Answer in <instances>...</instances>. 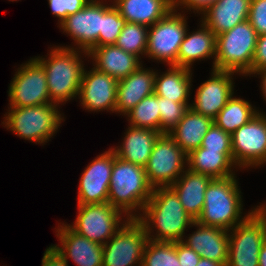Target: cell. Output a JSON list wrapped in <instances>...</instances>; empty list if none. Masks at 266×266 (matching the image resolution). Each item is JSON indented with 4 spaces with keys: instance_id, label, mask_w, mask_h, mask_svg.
I'll list each match as a JSON object with an SVG mask.
<instances>
[{
    "instance_id": "cell-1",
    "label": "cell",
    "mask_w": 266,
    "mask_h": 266,
    "mask_svg": "<svg viewBox=\"0 0 266 266\" xmlns=\"http://www.w3.org/2000/svg\"><path fill=\"white\" fill-rule=\"evenodd\" d=\"M137 219L145 226L149 240L164 242L182 241L185 230L193 227L195 221L184 210L170 186L153 188L151 197Z\"/></svg>"
},
{
    "instance_id": "cell-2",
    "label": "cell",
    "mask_w": 266,
    "mask_h": 266,
    "mask_svg": "<svg viewBox=\"0 0 266 266\" xmlns=\"http://www.w3.org/2000/svg\"><path fill=\"white\" fill-rule=\"evenodd\" d=\"M51 48L48 57L35 58L45 70L50 102L59 106L77 98L85 67L81 55L89 57L87 52L70 46Z\"/></svg>"
},
{
    "instance_id": "cell-3",
    "label": "cell",
    "mask_w": 266,
    "mask_h": 266,
    "mask_svg": "<svg viewBox=\"0 0 266 266\" xmlns=\"http://www.w3.org/2000/svg\"><path fill=\"white\" fill-rule=\"evenodd\" d=\"M152 192L145 167L123 161L114 152L108 202L126 217L138 218Z\"/></svg>"
},
{
    "instance_id": "cell-4",
    "label": "cell",
    "mask_w": 266,
    "mask_h": 266,
    "mask_svg": "<svg viewBox=\"0 0 266 266\" xmlns=\"http://www.w3.org/2000/svg\"><path fill=\"white\" fill-rule=\"evenodd\" d=\"M236 175L214 178L204 194V207L196 222L205 226L233 229L243 222L255 209L242 216L243 201Z\"/></svg>"
},
{
    "instance_id": "cell-5",
    "label": "cell",
    "mask_w": 266,
    "mask_h": 266,
    "mask_svg": "<svg viewBox=\"0 0 266 266\" xmlns=\"http://www.w3.org/2000/svg\"><path fill=\"white\" fill-rule=\"evenodd\" d=\"M258 33L248 20L216 36V55L212 69L252 75Z\"/></svg>"
},
{
    "instance_id": "cell-6",
    "label": "cell",
    "mask_w": 266,
    "mask_h": 266,
    "mask_svg": "<svg viewBox=\"0 0 266 266\" xmlns=\"http://www.w3.org/2000/svg\"><path fill=\"white\" fill-rule=\"evenodd\" d=\"M8 109L2 122L4 127L16 136L36 144L48 143L64 121L58 105L54 103Z\"/></svg>"
},
{
    "instance_id": "cell-7",
    "label": "cell",
    "mask_w": 266,
    "mask_h": 266,
    "mask_svg": "<svg viewBox=\"0 0 266 266\" xmlns=\"http://www.w3.org/2000/svg\"><path fill=\"white\" fill-rule=\"evenodd\" d=\"M228 233L226 266H259V253L266 240V215L257 207Z\"/></svg>"
},
{
    "instance_id": "cell-8",
    "label": "cell",
    "mask_w": 266,
    "mask_h": 266,
    "mask_svg": "<svg viewBox=\"0 0 266 266\" xmlns=\"http://www.w3.org/2000/svg\"><path fill=\"white\" fill-rule=\"evenodd\" d=\"M176 8L148 28V44L145 56L167 66H177V56L188 30L187 16ZM150 29V30H149Z\"/></svg>"
},
{
    "instance_id": "cell-9",
    "label": "cell",
    "mask_w": 266,
    "mask_h": 266,
    "mask_svg": "<svg viewBox=\"0 0 266 266\" xmlns=\"http://www.w3.org/2000/svg\"><path fill=\"white\" fill-rule=\"evenodd\" d=\"M148 240L145 226L129 218L103 245L102 266H141Z\"/></svg>"
},
{
    "instance_id": "cell-10",
    "label": "cell",
    "mask_w": 266,
    "mask_h": 266,
    "mask_svg": "<svg viewBox=\"0 0 266 266\" xmlns=\"http://www.w3.org/2000/svg\"><path fill=\"white\" fill-rule=\"evenodd\" d=\"M78 215L68 226L81 236L104 245L129 219L109 202L78 204ZM125 219H122L124 218Z\"/></svg>"
},
{
    "instance_id": "cell-11",
    "label": "cell",
    "mask_w": 266,
    "mask_h": 266,
    "mask_svg": "<svg viewBox=\"0 0 266 266\" xmlns=\"http://www.w3.org/2000/svg\"><path fill=\"white\" fill-rule=\"evenodd\" d=\"M185 167L187 154L169 134H161L145 166L149 184L153 188L169 187L182 175Z\"/></svg>"
},
{
    "instance_id": "cell-12",
    "label": "cell",
    "mask_w": 266,
    "mask_h": 266,
    "mask_svg": "<svg viewBox=\"0 0 266 266\" xmlns=\"http://www.w3.org/2000/svg\"><path fill=\"white\" fill-rule=\"evenodd\" d=\"M10 82L9 107L39 106L51 103L45 70L35 57L21 64Z\"/></svg>"
},
{
    "instance_id": "cell-13",
    "label": "cell",
    "mask_w": 266,
    "mask_h": 266,
    "mask_svg": "<svg viewBox=\"0 0 266 266\" xmlns=\"http://www.w3.org/2000/svg\"><path fill=\"white\" fill-rule=\"evenodd\" d=\"M234 163L239 168L266 164V114L255 115L231 134Z\"/></svg>"
},
{
    "instance_id": "cell-14",
    "label": "cell",
    "mask_w": 266,
    "mask_h": 266,
    "mask_svg": "<svg viewBox=\"0 0 266 266\" xmlns=\"http://www.w3.org/2000/svg\"><path fill=\"white\" fill-rule=\"evenodd\" d=\"M59 28L73 39L75 45L70 48L89 53L98 47L102 31V0H90L80 11L68 15Z\"/></svg>"
},
{
    "instance_id": "cell-15",
    "label": "cell",
    "mask_w": 266,
    "mask_h": 266,
    "mask_svg": "<svg viewBox=\"0 0 266 266\" xmlns=\"http://www.w3.org/2000/svg\"><path fill=\"white\" fill-rule=\"evenodd\" d=\"M113 163L114 150L109 148L85 167L79 179L78 204L108 202Z\"/></svg>"
},
{
    "instance_id": "cell-16",
    "label": "cell",
    "mask_w": 266,
    "mask_h": 266,
    "mask_svg": "<svg viewBox=\"0 0 266 266\" xmlns=\"http://www.w3.org/2000/svg\"><path fill=\"white\" fill-rule=\"evenodd\" d=\"M117 85L115 78L95 67L89 71L84 68L78 93L81 106L89 112H116Z\"/></svg>"
},
{
    "instance_id": "cell-17",
    "label": "cell",
    "mask_w": 266,
    "mask_h": 266,
    "mask_svg": "<svg viewBox=\"0 0 266 266\" xmlns=\"http://www.w3.org/2000/svg\"><path fill=\"white\" fill-rule=\"evenodd\" d=\"M210 79L197 88L190 108L201 115L214 119L234 94L233 75L235 72L211 70Z\"/></svg>"
},
{
    "instance_id": "cell-18",
    "label": "cell",
    "mask_w": 266,
    "mask_h": 266,
    "mask_svg": "<svg viewBox=\"0 0 266 266\" xmlns=\"http://www.w3.org/2000/svg\"><path fill=\"white\" fill-rule=\"evenodd\" d=\"M62 224V225H61ZM56 236L61 245H51L68 263L72 259L77 266H102L103 245L73 231L68 224L58 223Z\"/></svg>"
},
{
    "instance_id": "cell-19",
    "label": "cell",
    "mask_w": 266,
    "mask_h": 266,
    "mask_svg": "<svg viewBox=\"0 0 266 266\" xmlns=\"http://www.w3.org/2000/svg\"><path fill=\"white\" fill-rule=\"evenodd\" d=\"M193 226L197 227L195 232L184 237L182 243L193 249L202 258L227 265L228 261V230L220 227L201 225L194 221Z\"/></svg>"
},
{
    "instance_id": "cell-20",
    "label": "cell",
    "mask_w": 266,
    "mask_h": 266,
    "mask_svg": "<svg viewBox=\"0 0 266 266\" xmlns=\"http://www.w3.org/2000/svg\"><path fill=\"white\" fill-rule=\"evenodd\" d=\"M155 69H147L143 64L126 78L118 81L116 93V114L126 115L143 98L154 93Z\"/></svg>"
},
{
    "instance_id": "cell-21",
    "label": "cell",
    "mask_w": 266,
    "mask_h": 266,
    "mask_svg": "<svg viewBox=\"0 0 266 266\" xmlns=\"http://www.w3.org/2000/svg\"><path fill=\"white\" fill-rule=\"evenodd\" d=\"M88 57L93 66L102 73H106L120 81L136 71L141 65V59L115 45L94 47ZM95 61V62H94Z\"/></svg>"
},
{
    "instance_id": "cell-22",
    "label": "cell",
    "mask_w": 266,
    "mask_h": 266,
    "mask_svg": "<svg viewBox=\"0 0 266 266\" xmlns=\"http://www.w3.org/2000/svg\"><path fill=\"white\" fill-rule=\"evenodd\" d=\"M251 0H217L200 17L215 35L231 30L248 20Z\"/></svg>"
},
{
    "instance_id": "cell-23",
    "label": "cell",
    "mask_w": 266,
    "mask_h": 266,
    "mask_svg": "<svg viewBox=\"0 0 266 266\" xmlns=\"http://www.w3.org/2000/svg\"><path fill=\"white\" fill-rule=\"evenodd\" d=\"M124 134L122 144L111 147L116 156L123 161L145 167L161 133L152 129L129 125Z\"/></svg>"
},
{
    "instance_id": "cell-24",
    "label": "cell",
    "mask_w": 266,
    "mask_h": 266,
    "mask_svg": "<svg viewBox=\"0 0 266 266\" xmlns=\"http://www.w3.org/2000/svg\"><path fill=\"white\" fill-rule=\"evenodd\" d=\"M113 5L129 23L154 25L175 8V0H113Z\"/></svg>"
},
{
    "instance_id": "cell-25",
    "label": "cell",
    "mask_w": 266,
    "mask_h": 266,
    "mask_svg": "<svg viewBox=\"0 0 266 266\" xmlns=\"http://www.w3.org/2000/svg\"><path fill=\"white\" fill-rule=\"evenodd\" d=\"M213 178L186 168L170 187L177 194L184 210L196 221L204 207V194Z\"/></svg>"
},
{
    "instance_id": "cell-26",
    "label": "cell",
    "mask_w": 266,
    "mask_h": 266,
    "mask_svg": "<svg viewBox=\"0 0 266 266\" xmlns=\"http://www.w3.org/2000/svg\"><path fill=\"white\" fill-rule=\"evenodd\" d=\"M200 28L191 33L187 30L177 56V66L191 70L193 63L201 59H214L216 55V35L202 21Z\"/></svg>"
},
{
    "instance_id": "cell-27",
    "label": "cell",
    "mask_w": 266,
    "mask_h": 266,
    "mask_svg": "<svg viewBox=\"0 0 266 266\" xmlns=\"http://www.w3.org/2000/svg\"><path fill=\"white\" fill-rule=\"evenodd\" d=\"M213 124V119L195 112L190 107L177 126L169 133L175 143L188 155L200 148L204 135Z\"/></svg>"
},
{
    "instance_id": "cell-28",
    "label": "cell",
    "mask_w": 266,
    "mask_h": 266,
    "mask_svg": "<svg viewBox=\"0 0 266 266\" xmlns=\"http://www.w3.org/2000/svg\"><path fill=\"white\" fill-rule=\"evenodd\" d=\"M161 75L155 74L154 93L177 103H189L192 87V70L169 65Z\"/></svg>"
},
{
    "instance_id": "cell-29",
    "label": "cell",
    "mask_w": 266,
    "mask_h": 266,
    "mask_svg": "<svg viewBox=\"0 0 266 266\" xmlns=\"http://www.w3.org/2000/svg\"><path fill=\"white\" fill-rule=\"evenodd\" d=\"M187 168L193 172L214 178H226L235 175L236 164L233 154L197 148L187 155ZM233 168V169H232Z\"/></svg>"
},
{
    "instance_id": "cell-30",
    "label": "cell",
    "mask_w": 266,
    "mask_h": 266,
    "mask_svg": "<svg viewBox=\"0 0 266 266\" xmlns=\"http://www.w3.org/2000/svg\"><path fill=\"white\" fill-rule=\"evenodd\" d=\"M258 113L259 109L257 110L249 101L234 97L233 94L227 101V104L213 119V123L231 135Z\"/></svg>"
},
{
    "instance_id": "cell-31",
    "label": "cell",
    "mask_w": 266,
    "mask_h": 266,
    "mask_svg": "<svg viewBox=\"0 0 266 266\" xmlns=\"http://www.w3.org/2000/svg\"><path fill=\"white\" fill-rule=\"evenodd\" d=\"M126 116L130 126L160 132L159 96L155 93L146 96Z\"/></svg>"
},
{
    "instance_id": "cell-32",
    "label": "cell",
    "mask_w": 266,
    "mask_h": 266,
    "mask_svg": "<svg viewBox=\"0 0 266 266\" xmlns=\"http://www.w3.org/2000/svg\"><path fill=\"white\" fill-rule=\"evenodd\" d=\"M148 28L142 24L127 22L114 45L141 59L147 50Z\"/></svg>"
},
{
    "instance_id": "cell-33",
    "label": "cell",
    "mask_w": 266,
    "mask_h": 266,
    "mask_svg": "<svg viewBox=\"0 0 266 266\" xmlns=\"http://www.w3.org/2000/svg\"><path fill=\"white\" fill-rule=\"evenodd\" d=\"M141 266H181L177 257L176 242L148 240Z\"/></svg>"
},
{
    "instance_id": "cell-34",
    "label": "cell",
    "mask_w": 266,
    "mask_h": 266,
    "mask_svg": "<svg viewBox=\"0 0 266 266\" xmlns=\"http://www.w3.org/2000/svg\"><path fill=\"white\" fill-rule=\"evenodd\" d=\"M107 2L102 0V31L99 33L98 47L114 45L127 23L113 3Z\"/></svg>"
},
{
    "instance_id": "cell-35",
    "label": "cell",
    "mask_w": 266,
    "mask_h": 266,
    "mask_svg": "<svg viewBox=\"0 0 266 266\" xmlns=\"http://www.w3.org/2000/svg\"><path fill=\"white\" fill-rule=\"evenodd\" d=\"M191 103H177L159 96L160 133L169 134L183 118Z\"/></svg>"
},
{
    "instance_id": "cell-36",
    "label": "cell",
    "mask_w": 266,
    "mask_h": 266,
    "mask_svg": "<svg viewBox=\"0 0 266 266\" xmlns=\"http://www.w3.org/2000/svg\"><path fill=\"white\" fill-rule=\"evenodd\" d=\"M200 147L208 150L220 151L223 154H232L231 135L213 123L208 132L204 135Z\"/></svg>"
},
{
    "instance_id": "cell-37",
    "label": "cell",
    "mask_w": 266,
    "mask_h": 266,
    "mask_svg": "<svg viewBox=\"0 0 266 266\" xmlns=\"http://www.w3.org/2000/svg\"><path fill=\"white\" fill-rule=\"evenodd\" d=\"M90 0H48L52 15L62 23L68 15L80 11Z\"/></svg>"
},
{
    "instance_id": "cell-38",
    "label": "cell",
    "mask_w": 266,
    "mask_h": 266,
    "mask_svg": "<svg viewBox=\"0 0 266 266\" xmlns=\"http://www.w3.org/2000/svg\"><path fill=\"white\" fill-rule=\"evenodd\" d=\"M248 21L258 33H266V0H251Z\"/></svg>"
},
{
    "instance_id": "cell-39",
    "label": "cell",
    "mask_w": 266,
    "mask_h": 266,
    "mask_svg": "<svg viewBox=\"0 0 266 266\" xmlns=\"http://www.w3.org/2000/svg\"><path fill=\"white\" fill-rule=\"evenodd\" d=\"M266 67V33L258 35L255 54L252 61V77Z\"/></svg>"
},
{
    "instance_id": "cell-40",
    "label": "cell",
    "mask_w": 266,
    "mask_h": 266,
    "mask_svg": "<svg viewBox=\"0 0 266 266\" xmlns=\"http://www.w3.org/2000/svg\"><path fill=\"white\" fill-rule=\"evenodd\" d=\"M176 251L181 266H196L201 258L199 254L181 241L176 242Z\"/></svg>"
},
{
    "instance_id": "cell-41",
    "label": "cell",
    "mask_w": 266,
    "mask_h": 266,
    "mask_svg": "<svg viewBox=\"0 0 266 266\" xmlns=\"http://www.w3.org/2000/svg\"><path fill=\"white\" fill-rule=\"evenodd\" d=\"M217 0H175V8L180 10H193L194 13L199 15L208 10ZM196 11V12H195Z\"/></svg>"
},
{
    "instance_id": "cell-42",
    "label": "cell",
    "mask_w": 266,
    "mask_h": 266,
    "mask_svg": "<svg viewBox=\"0 0 266 266\" xmlns=\"http://www.w3.org/2000/svg\"><path fill=\"white\" fill-rule=\"evenodd\" d=\"M41 264L42 266H69L51 245L46 248Z\"/></svg>"
},
{
    "instance_id": "cell-43",
    "label": "cell",
    "mask_w": 266,
    "mask_h": 266,
    "mask_svg": "<svg viewBox=\"0 0 266 266\" xmlns=\"http://www.w3.org/2000/svg\"><path fill=\"white\" fill-rule=\"evenodd\" d=\"M257 75L261 78L260 88L263 93L262 96H264V100L266 101V67L259 71L256 76Z\"/></svg>"
},
{
    "instance_id": "cell-44",
    "label": "cell",
    "mask_w": 266,
    "mask_h": 266,
    "mask_svg": "<svg viewBox=\"0 0 266 266\" xmlns=\"http://www.w3.org/2000/svg\"><path fill=\"white\" fill-rule=\"evenodd\" d=\"M196 266H224V265L220 262L212 261L210 259L201 257Z\"/></svg>"
},
{
    "instance_id": "cell-45",
    "label": "cell",
    "mask_w": 266,
    "mask_h": 266,
    "mask_svg": "<svg viewBox=\"0 0 266 266\" xmlns=\"http://www.w3.org/2000/svg\"><path fill=\"white\" fill-rule=\"evenodd\" d=\"M258 259H259L258 263L259 266H266V240L261 247Z\"/></svg>"
},
{
    "instance_id": "cell-46",
    "label": "cell",
    "mask_w": 266,
    "mask_h": 266,
    "mask_svg": "<svg viewBox=\"0 0 266 266\" xmlns=\"http://www.w3.org/2000/svg\"><path fill=\"white\" fill-rule=\"evenodd\" d=\"M265 215H266V204H261L260 206H257Z\"/></svg>"
}]
</instances>
